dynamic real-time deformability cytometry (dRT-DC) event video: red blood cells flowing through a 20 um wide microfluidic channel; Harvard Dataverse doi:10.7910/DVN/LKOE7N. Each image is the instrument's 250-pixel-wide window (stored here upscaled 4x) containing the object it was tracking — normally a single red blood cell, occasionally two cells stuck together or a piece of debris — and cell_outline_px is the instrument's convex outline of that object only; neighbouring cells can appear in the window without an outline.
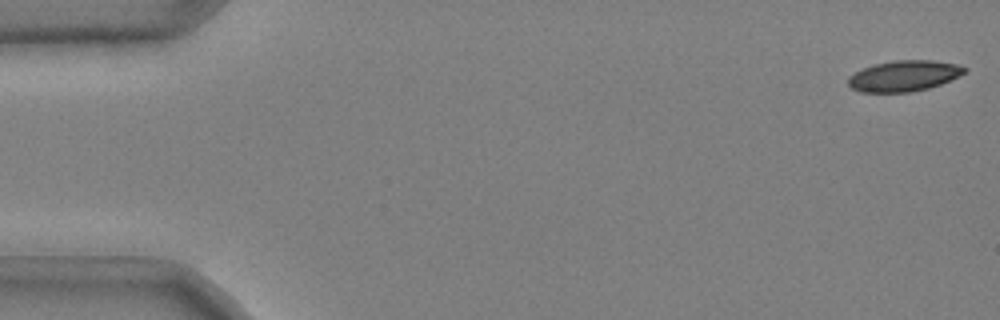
{"species": "common noctule bat (a hibernating species)", "species_latin": "Nyctalus noctula", "temperature_condition": "cold", "stored_images_in_passage": 48, "camera_frame_rate_fps": 3000, "um_per_image_px": 0.085, "animal": {"sex": "male", "body_mass_g": 20.4}, "frame": {"image": 1, "passage_image": 1, "time_ms": 0.0, "image_size_px": [1000, 320], "cell_outline_px": [[968, 68], [964, 72], [940, 84], [928, 88], [908, 92], [860, 92], [852, 88], [848, 84], [848, 76], [864, 68], [876, 64], [896, 60], [932, 60], [956, 64]], "centroid_in_image_um": [76.8, 6.45], "position_along_channel_um": 8.2, "area_um2": 20.52}}
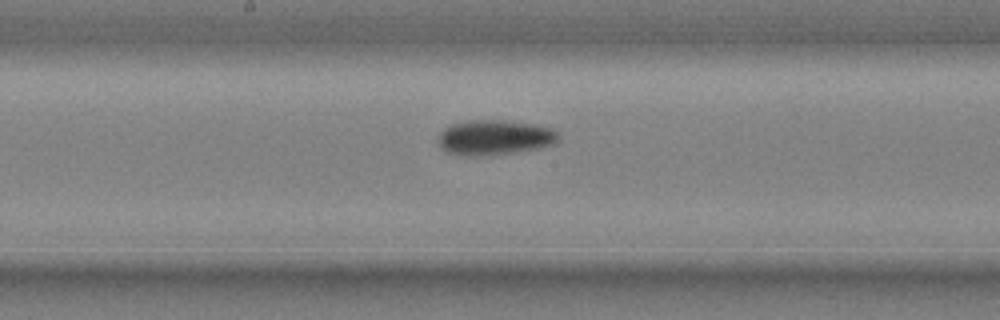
{"frame": {"image": 2, "passage_image": 28, "time_ms": 9.0, "image_size_px": [1000, 320], "cell_outline_px": [[560, 140], [556, 144], [540, 148], [492, 156], [460, 156], [448, 152], [440, 144], [440, 132], [444, 128], [452, 124], [464, 120], [504, 120], [532, 124], [552, 128], [560, 136]], "centroid_in_image_um": [42.08, 11.69], "position_along_channel_um": 206.1, "area_um2": 24.85}}
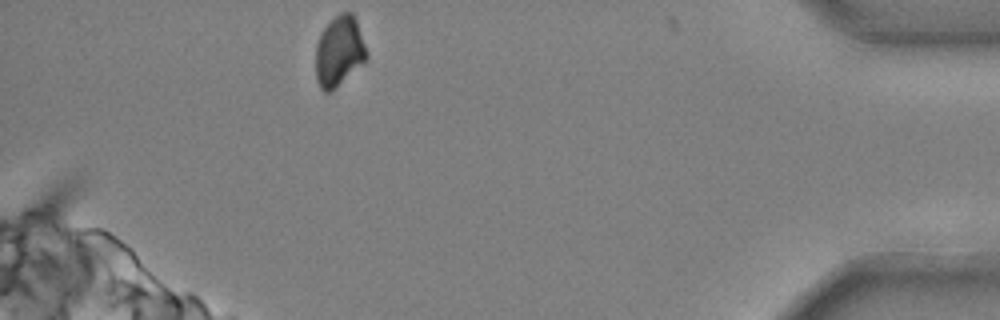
{"frame": {"image": 3, "passage_image": 48, "time_ms": 15.667, "image_size_px": [1000, 320], "cell_outline_px": [[368, 56], [332, 92], [324, 92], [320, 88], [316, 80], [316, 44], [320, 32], [340, 12], [352, 12], [356, 20], [368, 52]], "centroid_in_image_um": [28.81, 4.36], "position_along_channel_um": 406.4, "area_um2": 20.69}, "authors_computed_cell_mechanics": {"area_um2": 22.831, "velocity_mm_per_s": 3.6883, "shape_relaxation_time_tau1_ms": 4.9746, "shape_relaxation_time_tau2_ms": null, "deformation_change_tau1": 0.1109, "deformation_change_tau2": null}}